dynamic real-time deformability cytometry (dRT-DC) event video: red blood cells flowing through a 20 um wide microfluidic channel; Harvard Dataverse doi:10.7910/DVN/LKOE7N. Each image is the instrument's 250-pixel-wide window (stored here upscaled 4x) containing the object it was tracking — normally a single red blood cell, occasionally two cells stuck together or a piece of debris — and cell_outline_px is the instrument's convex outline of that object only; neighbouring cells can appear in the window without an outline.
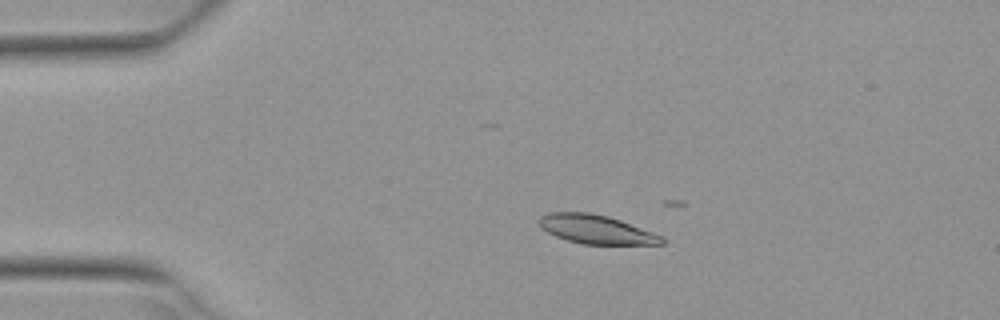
{"species": "Egyptian fruit bat (a non-hibernating species)", "species_latin": "Rousettus aegyptiacus", "temperature_condition": "warm", "stored_images_in_passage": 4, "camera_frame_rate_fps": 3000, "um_per_image_px": 0.085, "animal": {"sex": "female"}, "frame": {"image": 1, "passage_image": 3, "time_ms": 0.667, "image_size_px": [1000, 320], "cell_outline_px": [[668, 240], [664, 244], [584, 244], [568, 240], [556, 236], [540, 228], [536, 220], [540, 216], [548, 212], [588, 212], [608, 216], [620, 220], [664, 236]], "centroid_in_image_um": [50.67, 19.49], "position_along_channel_um": 34.3, "area_um2": 20.81}}